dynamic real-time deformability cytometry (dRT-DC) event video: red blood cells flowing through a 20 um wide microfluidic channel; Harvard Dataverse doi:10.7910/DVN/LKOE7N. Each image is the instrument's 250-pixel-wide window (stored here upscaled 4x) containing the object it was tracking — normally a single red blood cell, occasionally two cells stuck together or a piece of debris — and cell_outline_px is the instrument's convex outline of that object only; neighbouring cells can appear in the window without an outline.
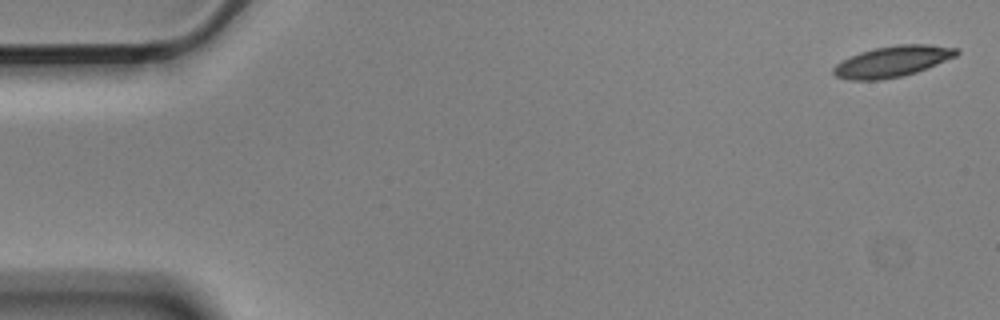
{"species": "Egyptian fruit bat (a non-hibernating species)", "species_latin": "Rousettus aegyptiacus", "temperature_condition": "cold", "stored_images_in_passage": 4, "camera_frame_rate_fps": 3000, "um_per_image_px": 0.085, "animal": {"sex": "male"}, "frame": {"image": 1, "passage_image": 1, "time_ms": 0.0, "image_size_px": [1000, 320], "cell_outline_px": [[960, 52], [956, 56], [916, 72], [900, 76], [880, 80], [848, 80], [836, 76], [832, 72], [832, 68], [840, 60], [860, 52], [876, 48], [896, 44], [928, 44], [960, 48]], "centroid_in_image_um": [75.84, 5.21], "position_along_channel_um": 9.2, "area_um2": 22.25}}
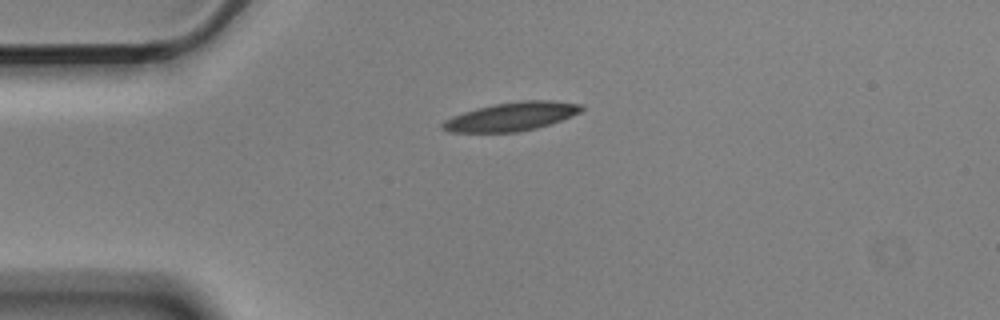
{"frame": {"image": 2, "passage_image": 4, "time_ms": 1.0, "image_size_px": [1000, 320], "cell_outline_px": [[584, 108], [580, 112], [572, 116], [552, 124], [536, 128], [516, 132], [452, 132], [440, 128], [440, 124], [444, 120], [452, 116], [476, 108], [496, 104], [520, 100], [552, 100], [584, 104]], "centroid_in_image_um": [43.51, 9.9], "position_along_channel_um": 41.5, "area_um2": 23.29}}